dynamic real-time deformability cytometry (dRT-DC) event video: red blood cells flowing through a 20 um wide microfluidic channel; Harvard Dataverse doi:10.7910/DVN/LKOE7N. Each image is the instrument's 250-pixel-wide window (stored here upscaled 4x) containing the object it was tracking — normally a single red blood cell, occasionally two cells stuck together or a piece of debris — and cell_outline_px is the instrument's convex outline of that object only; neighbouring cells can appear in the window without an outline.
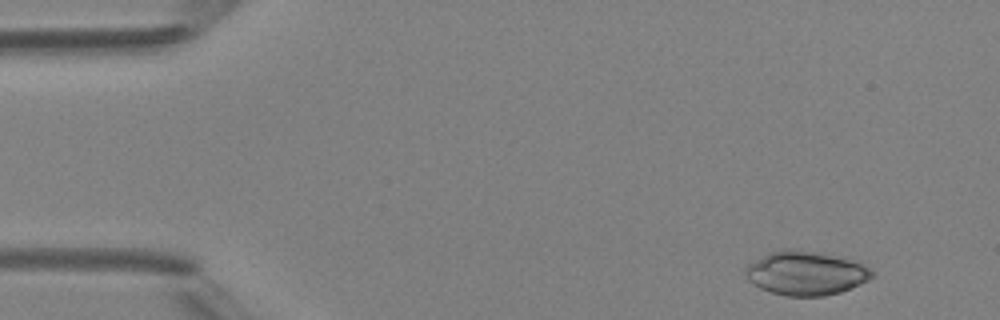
{"species": "Egyptian fruit bat (a non-hibernating species)", "species_latin": "Rousettus aegyptiacus", "temperature_condition": "room temperature", "stored_images_in_passage": 6, "camera_frame_rate_fps": 3000, "um_per_image_px": 0.085, "animal": {"sex": "female"}, "frame": {"image": 1, "passage_image": 1, "time_ms": 0.0, "image_size_px": [1000, 320], "cell_outline_px": [[872, 276], [868, 280], [860, 284], [840, 292], [824, 296], [784, 296], [760, 288], [752, 284], [748, 280], [744, 272], [744, 268], [748, 264], [768, 252], [788, 248], [792, 248], [860, 260], [872, 272]], "centroid_in_image_um": [68.48, 23.21], "position_along_channel_um": 16.5, "area_um2": 32.66}}
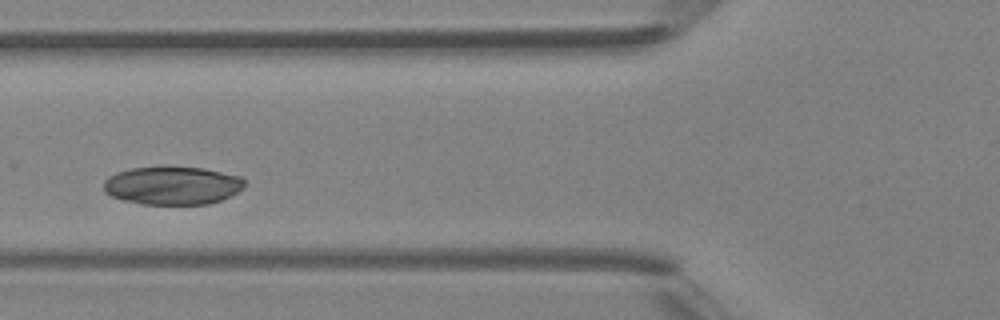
{"frame": {"image": 2, "passage_image": 5, "time_ms": 4.667, "image_size_px": [1000, 320], "cell_outline_px": [[244, 184], [236, 192], [220, 200], [208, 204], [140, 204], [124, 200], [112, 196], [104, 192], [104, 180], [108, 176], [116, 172], [132, 168], [204, 168], [240, 176], [244, 180]], "centroid_in_image_um": [14.61, 15.78], "position_along_channel_um": 111.2, "area_um2": 30.87}}
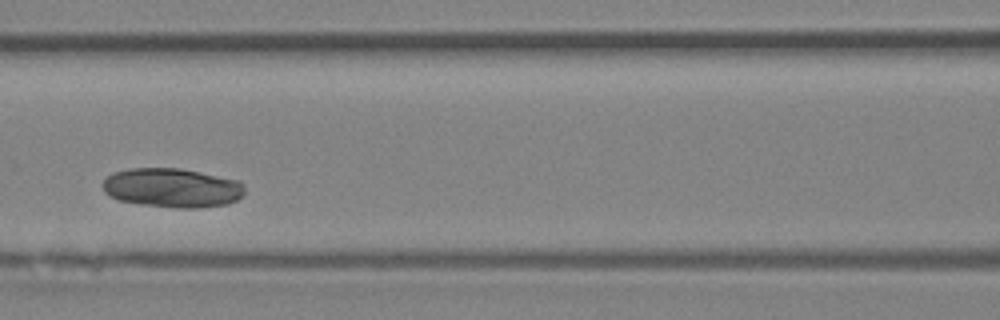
{"frame": {"image": 3, "passage_image": 6, "time_ms": 5.667, "image_size_px": [1000, 320], "cell_outline_px": [[244, 192], [236, 200], [228, 204], [196, 208], [176, 208], [140, 204], [120, 200], [108, 196], [104, 192], [100, 184], [108, 176], [116, 172], [132, 168], [180, 168], [240, 180], [244, 184]], "centroid_in_image_um": [14.63, 15.97], "position_along_channel_um": 152.0, "area_um2": 32.6}}